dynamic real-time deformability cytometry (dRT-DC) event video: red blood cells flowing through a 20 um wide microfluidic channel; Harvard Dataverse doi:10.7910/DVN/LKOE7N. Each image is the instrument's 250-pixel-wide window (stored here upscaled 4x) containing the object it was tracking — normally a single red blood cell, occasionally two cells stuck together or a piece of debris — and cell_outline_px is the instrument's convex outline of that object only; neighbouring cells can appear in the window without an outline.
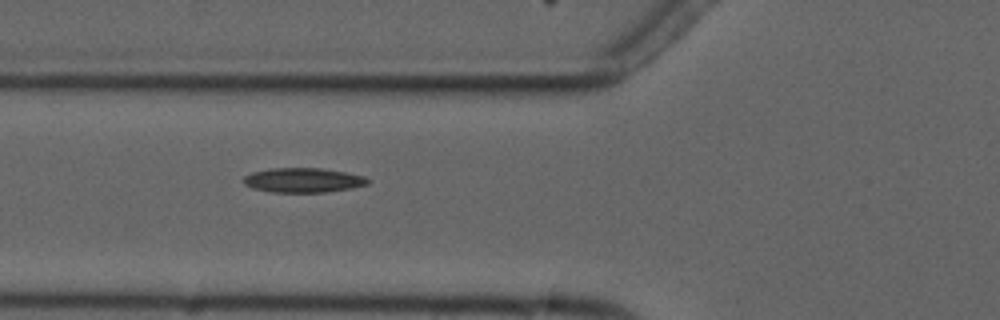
{"species": "common noctule bat (a hibernating species)", "species_latin": "Nyctalus noctula", "temperature_condition": "cold", "stored_images_in_passage": 3, "camera_frame_rate_fps": 3000, "um_per_image_px": 0.085, "animal": {"sex": "male", "forearm_length_mm": 52.5}, "frame": {"image": 1, "passage_image": 3, "time_ms": 3.0, "image_size_px": [1000, 320], "cell_outline_px": [[372, 180], [368, 184], [352, 188], [328, 192], [272, 192], [252, 188], [244, 184], [244, 176], [252, 172], [272, 168], [320, 168], [344, 172], [364, 176]], "centroid_in_image_um": [25.79, 15.32], "position_along_channel_um": 100.0, "area_um2": 17.8}}